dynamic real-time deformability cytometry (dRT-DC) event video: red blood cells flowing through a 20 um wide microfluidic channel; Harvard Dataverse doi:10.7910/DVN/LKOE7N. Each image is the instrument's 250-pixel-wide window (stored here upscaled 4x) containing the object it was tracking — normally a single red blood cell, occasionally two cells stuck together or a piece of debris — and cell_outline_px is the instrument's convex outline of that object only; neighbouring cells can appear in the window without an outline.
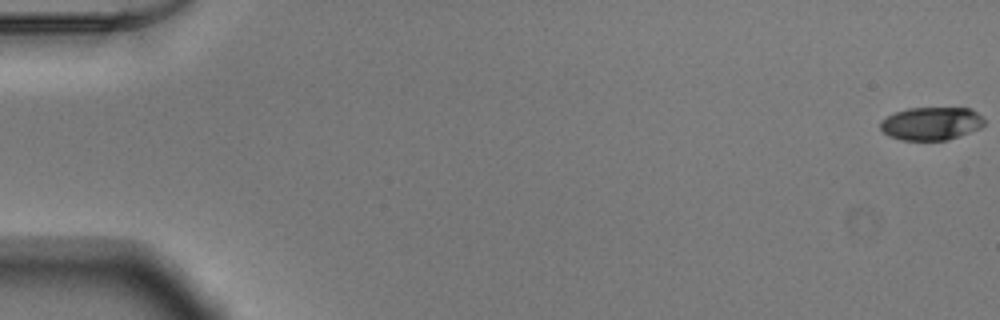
{"species": "Egyptian fruit bat (a non-hibernating species)", "species_latin": "Rousettus aegyptiacus", "temperature_condition": "warm", "stored_images_in_passage": 11, "camera_frame_rate_fps": 3000, "um_per_image_px": 0.085, "animal": {"sex": "male"}, "frame": {"image": 1, "passage_image": 1, "time_ms": 0.0, "image_size_px": [1000, 320], "cell_outline_px": [[984, 124], [980, 128], [960, 136], [948, 140], [900, 140], [888, 136], [880, 128], [880, 120], [896, 112], [908, 108], [972, 108], [984, 120]], "centroid_in_image_um": [79.14, 10.51], "position_along_channel_um": 5.9, "area_um2": 20.06}}